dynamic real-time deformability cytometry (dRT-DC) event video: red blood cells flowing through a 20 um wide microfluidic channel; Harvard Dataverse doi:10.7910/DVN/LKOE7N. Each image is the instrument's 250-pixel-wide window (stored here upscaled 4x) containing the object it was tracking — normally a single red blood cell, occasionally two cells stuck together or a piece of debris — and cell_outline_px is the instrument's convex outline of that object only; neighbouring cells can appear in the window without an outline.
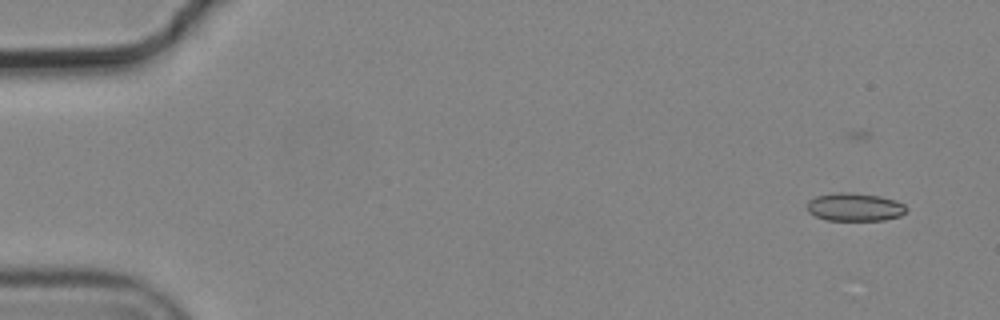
{"species": "common noctule bat (a hibernating species)", "species_latin": "Nyctalus noctula", "temperature_condition": "cold", "stored_images_in_passage": 5, "camera_frame_rate_fps": 3000, "um_per_image_px": 0.085, "animal": {"sex": "male", "body_mass_g": 19.2, "forearm_length_mm": 51.8}, "frame": {"image": 1, "passage_image": 1, "time_ms": 0.0, "image_size_px": [1000, 320], "cell_outline_px": [[908, 208], [900, 216], [884, 220], [824, 220], [808, 212], [808, 200], [816, 196], [840, 192], [852, 192], [880, 196], [896, 200], [904, 204]], "centroid_in_image_um": [72.66, 17.59], "position_along_channel_um": 12.3, "area_um2": 16.3}}
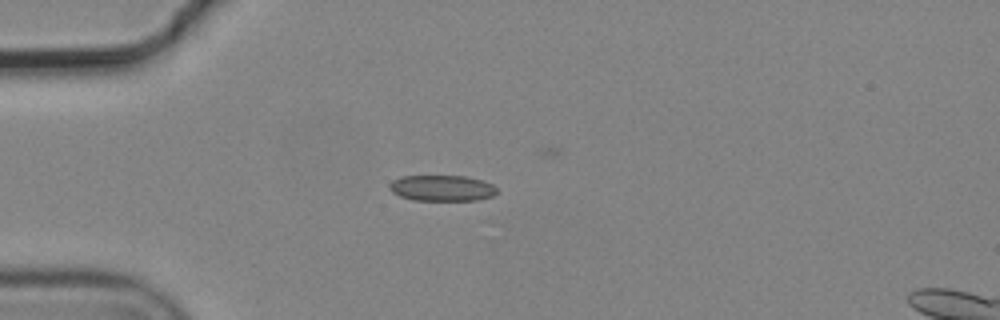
{"frame": {"image": 2, "passage_image": 4, "time_ms": 1.0, "image_size_px": [1000, 320], "cell_outline_px": [[496, 192], [492, 196], [476, 200], [412, 200], [400, 196], [392, 192], [388, 188], [388, 184], [392, 180], [400, 176], [464, 176], [480, 180], [492, 184], [496, 188]], "centroid_in_image_um": [37.5, 15.98], "position_along_channel_um": 47.5, "area_um2": 16.18}}